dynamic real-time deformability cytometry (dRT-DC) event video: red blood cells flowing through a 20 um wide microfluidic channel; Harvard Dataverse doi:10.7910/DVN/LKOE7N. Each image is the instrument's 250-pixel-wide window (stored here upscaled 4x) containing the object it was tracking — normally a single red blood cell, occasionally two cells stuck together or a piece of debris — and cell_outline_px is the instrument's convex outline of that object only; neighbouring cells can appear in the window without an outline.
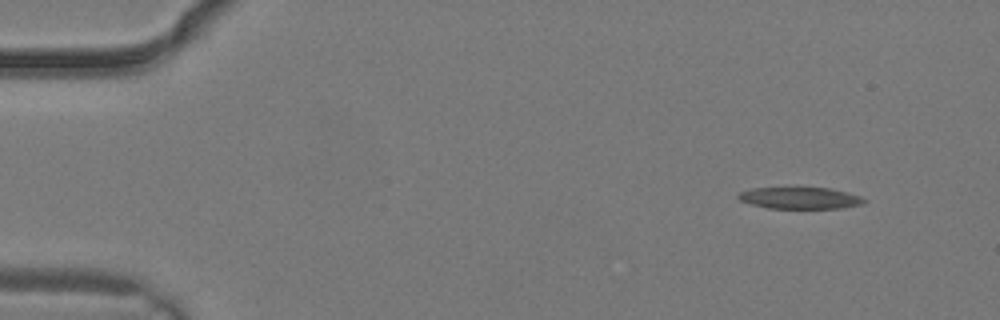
{"species": "common noctule bat (a hibernating species)", "species_latin": "Nyctalus noctula", "temperature_condition": "warm", "stored_images_in_passage": 3, "camera_frame_rate_fps": 3000, "um_per_image_px": 0.085, "animal": {"sex": "male", "body_mass_g": 19.2, "forearm_length_mm": 51.8}, "frame": {"image": 1, "passage_image": 1, "time_ms": 0.0, "image_size_px": [1000, 320], "cell_outline_px": [[868, 200], [864, 204], [844, 208], [768, 208], [752, 204], [740, 200], [736, 196], [740, 192], [752, 188], [828, 188], [860, 196]], "centroid_in_image_um": [68.02, 16.84], "position_along_channel_um": 17.0, "area_um2": 15.72}}
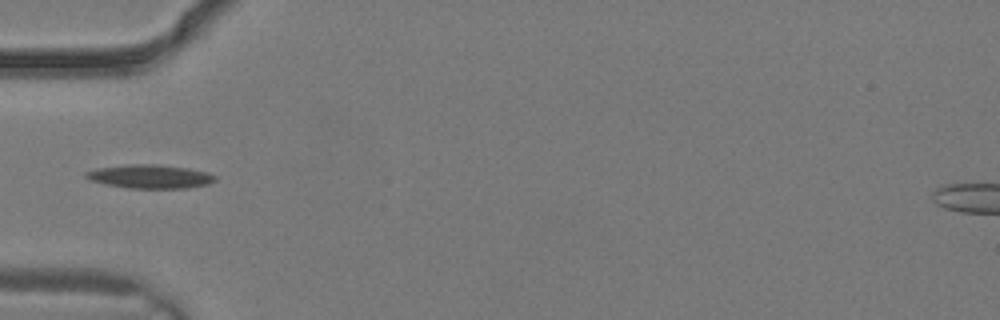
{"frame": {"image": 2, "passage_image": 3, "time_ms": 0.667, "image_size_px": [1000, 320], "cell_outline_px": [[216, 180], [208, 184], [188, 188], [128, 188], [104, 184], [88, 180], [84, 176], [84, 172], [96, 168], [132, 164], [156, 164], [188, 168], [204, 172], [216, 176]], "centroid_in_image_um": [12.7, 15.0], "position_along_channel_um": 72.3, "area_um2": 17.86}}